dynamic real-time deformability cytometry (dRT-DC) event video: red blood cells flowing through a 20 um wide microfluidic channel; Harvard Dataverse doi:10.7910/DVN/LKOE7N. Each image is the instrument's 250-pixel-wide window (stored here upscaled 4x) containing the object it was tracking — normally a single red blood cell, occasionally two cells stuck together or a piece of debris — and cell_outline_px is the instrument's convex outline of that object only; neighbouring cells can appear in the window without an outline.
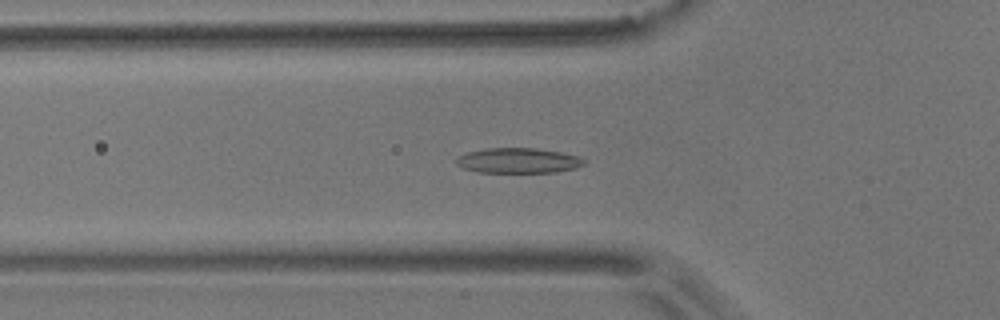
{"species": "common noctule bat (a hibernating species)", "species_latin": "Nyctalus noctula", "temperature_condition": "room temperature", "stored_images_in_passage": 49, "camera_frame_rate_fps": 3000, "um_per_image_px": 0.085, "animal": {"sex": "male", "body_mass_g": 17.9}, "frame": {"image": 1, "passage_image": 13, "time_ms": 4.0, "image_size_px": [1000, 320], "cell_outline_px": [[584, 164], [576, 168], [556, 172], [480, 172], [464, 168], [456, 164], [456, 160], [460, 156], [468, 152], [488, 148], [536, 148], [564, 152], [580, 156], [584, 160]], "centroid_in_image_um": [44.11, 13.64], "position_along_channel_um": 81.7, "area_um2": 18.67}}
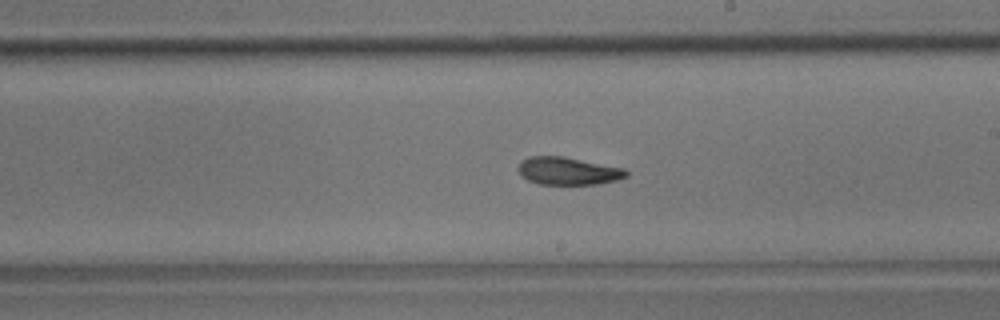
{"frame": {"image": 2, "passage_image": 26, "time_ms": 8.333, "image_size_px": [1000, 320], "cell_outline_px": [[628, 176], [620, 180], [596, 184], [540, 184], [528, 180], [516, 168], [528, 156], [564, 156], [624, 168], [628, 172]], "centroid_in_image_um": [48.33, 14.53], "position_along_channel_um": 240.7, "area_um2": 17.4}}
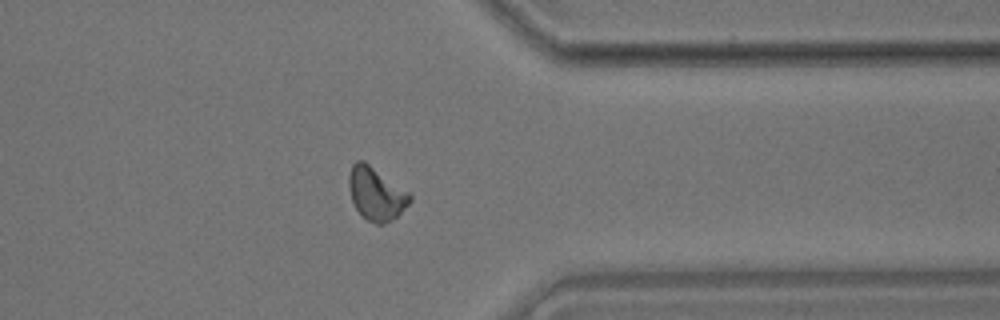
{"frame": {"image": 3, "passage_image": 38, "time_ms": 12.333, "image_size_px": [1000, 320], "cell_outline_px": [[412, 200], [396, 216], [384, 224], [376, 224], [368, 220], [356, 208], [352, 200], [348, 184], [348, 176], [352, 164], [356, 160], [364, 160], [408, 192], [412, 196]], "centroid_in_image_um": [31.94, 16.44], "position_along_channel_um": 379.5, "area_um2": 18.5}, "authors_computed_cell_mechanics": {"area_um2": 17.918, "velocity_mm_per_s": 3.6509, "shape_relaxation_time_tau1_ms": 6.7514, "shape_relaxation_time_tau2_ms": 6.5619, "deformation_change_tau1": 0.1615, "deformation_change_tau2": 0.1174}}